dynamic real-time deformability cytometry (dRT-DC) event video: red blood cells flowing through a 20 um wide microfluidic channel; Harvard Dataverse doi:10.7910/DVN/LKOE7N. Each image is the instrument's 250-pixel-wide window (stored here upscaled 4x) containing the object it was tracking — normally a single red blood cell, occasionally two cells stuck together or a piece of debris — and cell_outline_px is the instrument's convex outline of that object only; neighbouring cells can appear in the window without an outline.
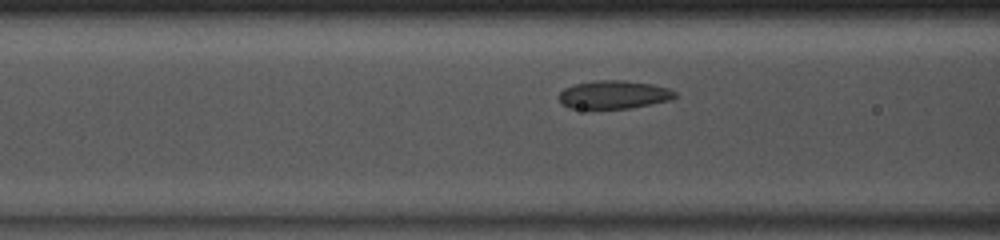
{"species": "common noctule bat (a hibernating species)", "species_latin": "Nyctalus noctula", "temperature_condition": "room temperature", "stored_images_in_passage": 35, "camera_frame_rate_fps": 3000, "um_per_image_px": 0.085, "animal": {"sex": "male", "body_mass_g": 13.0, "forearm_length_mm": 53.1}, "frame": {"image": 1, "passage_image": 5, "time_ms": 1.333, "image_size_px": [1000, 240], "cell_outline_px": [[676, 96], [668, 100], [632, 108], [568, 108], [560, 100], [560, 92], [564, 88], [576, 84], [596, 80], [624, 80], [652, 84], [668, 88], [676, 92]], "centroid_in_image_um": [52.18, 8.04], "position_along_channel_um": 114.4, "area_um2": 18.84}}
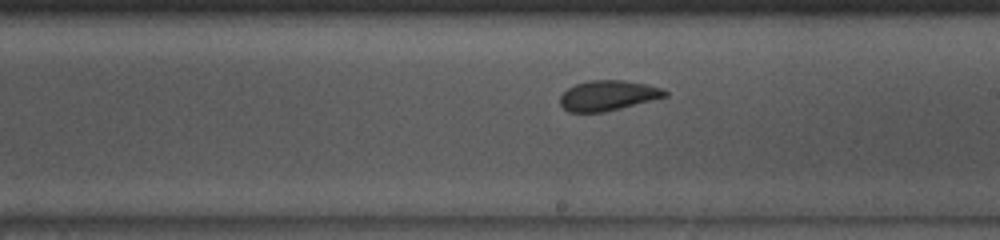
{"frame": {"image": 2, "passage_image": 14, "time_ms": 4.333, "image_size_px": [1000, 240], "cell_outline_px": [[668, 96], [604, 112], [568, 112], [560, 104], [560, 96], [568, 88], [576, 84], [588, 80], [624, 80], [648, 84], [664, 88], [668, 92]], "centroid_in_image_um": [51.7, 8.11], "position_along_channel_um": 237.3, "area_um2": 18.5}}
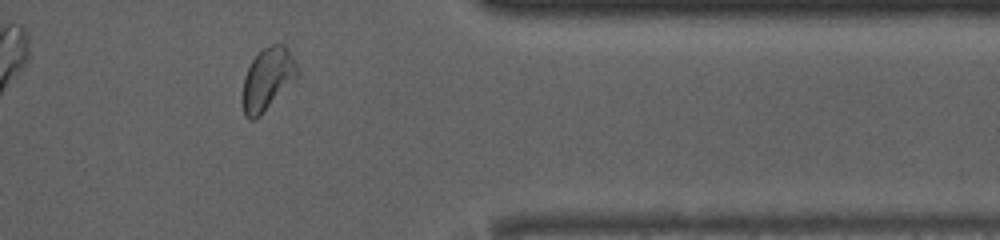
{"frame": {"image": 3, "passage_image": 26, "time_ms": 8.333, "image_size_px": [1000, 240], "cell_outline_px": [[300, 76], [256, 120], [248, 120], [244, 116], [240, 100], [244, 76], [252, 60], [264, 48], [272, 44], [284, 44], [296, 64], [300, 72]], "centroid_in_image_um": [22.72, 6.79], "position_along_channel_um": 388.7, "area_um2": 20.35}, "authors_computed_cell_mechanics": {"area_um2": 19.3052, "velocity_mm_per_s": 4.0789, "shape_relaxation_time_tau1_ms": null, "shape_relaxation_time_tau2_ms": 1.1876, "deformation_change_tau1": null, "deformation_change_tau2": 0.0625}}